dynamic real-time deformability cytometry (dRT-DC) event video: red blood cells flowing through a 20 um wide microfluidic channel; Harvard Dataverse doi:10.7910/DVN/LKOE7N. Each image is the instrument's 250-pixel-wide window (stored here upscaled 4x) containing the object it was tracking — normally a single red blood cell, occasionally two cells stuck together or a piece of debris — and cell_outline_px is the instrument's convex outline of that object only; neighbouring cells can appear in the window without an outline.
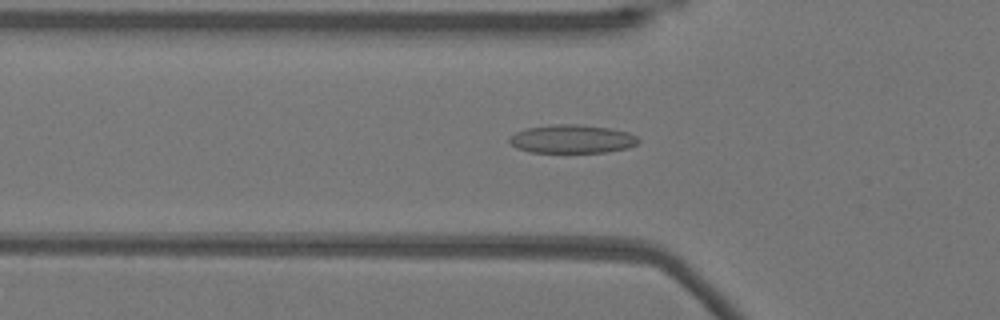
{"species": "Egyptian fruit bat (a non-hibernating species)", "species_latin": "Rousettus aegyptiacus", "temperature_condition": "warm", "stored_images_in_passage": 44, "camera_frame_rate_fps": 3000, "um_per_image_px": 0.085, "animal": {"sex": "female"}, "frame": {"image": 1, "passage_image": 9, "time_ms": 2.667, "image_size_px": [1000, 320], "cell_outline_px": [[640, 140], [636, 144], [628, 148], [604, 152], [532, 152], [516, 148], [508, 140], [508, 136], [516, 132], [528, 128], [556, 124], [580, 124], [608, 128], [628, 132], [636, 136]], "centroid_in_image_um": [48.61, 11.81], "position_along_channel_um": 77.2, "area_um2": 21.27}}
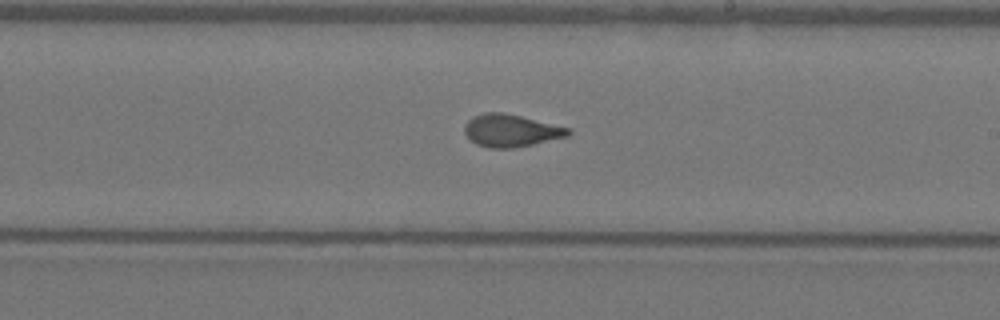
{"frame": {"image": 2, "passage_image": 22, "time_ms": 7.0, "image_size_px": [1000, 320], "cell_outline_px": [[572, 132], [568, 136], [532, 144], [512, 148], [488, 148], [476, 144], [464, 132], [464, 124], [472, 116], [484, 112], [504, 112], [568, 128]], "centroid_in_image_um": [43.38, 11.09], "position_along_channel_um": 245.6, "area_um2": 19.42}}
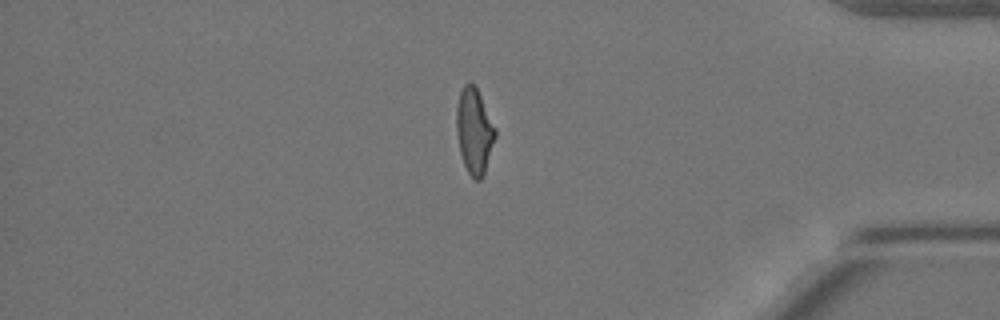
{"frame": {"image": 3, "passage_image": 36, "time_ms": 11.667, "image_size_px": [1000, 320], "cell_outline_px": [[496, 136], [484, 176], [480, 180], [476, 180], [468, 172], [464, 164], [460, 152], [456, 132], [456, 108], [460, 92], [464, 84], [468, 80], [476, 88], [496, 128]], "centroid_in_image_um": [40.31, 11.15], "position_along_channel_um": 394.9, "area_um2": 19.31}, "authors_computed_cell_mechanics": {"area_um2": 19.3919, "velocity_mm_per_s": 3.8714, "shape_relaxation_time_tau1_ms": 9.1027, "shape_relaxation_time_tau2_ms": 1.2592, "deformation_change_tau1": 0.2515, "deformation_change_tau2": 0.0717}}